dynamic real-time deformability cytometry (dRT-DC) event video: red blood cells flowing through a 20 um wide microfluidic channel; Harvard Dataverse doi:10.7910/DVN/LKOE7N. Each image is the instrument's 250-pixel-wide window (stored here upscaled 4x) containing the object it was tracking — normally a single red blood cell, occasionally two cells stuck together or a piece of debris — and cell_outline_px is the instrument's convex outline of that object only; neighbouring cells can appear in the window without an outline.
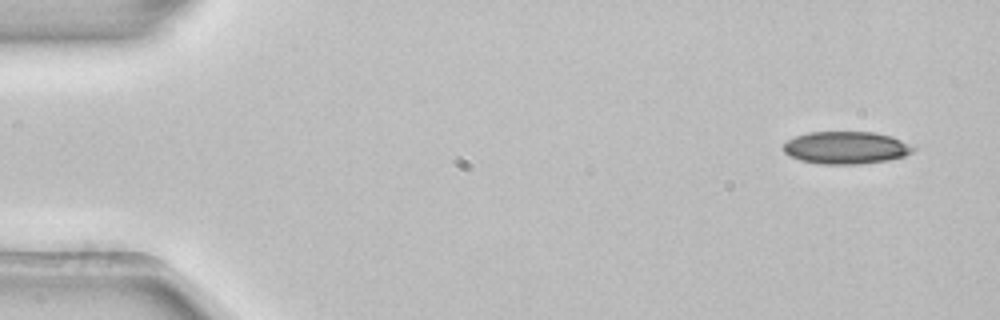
{"species": "common noctule bat (a hibernating species)", "species_latin": "Nyctalus noctula", "temperature_condition": "room temperature", "stored_images_in_passage": 4, "camera_frame_rate_fps": 3000, "um_per_image_px": 0.085, "animal": {"sex": "female", "body_mass_g": 22.7, "forearm_length_mm": 54.2}, "frame": {"image": 1, "passage_image": 1, "time_ms": 0.0, "image_size_px": [1000, 320], "cell_outline_px": [[916, 148], [912, 152], [904, 156], [888, 160], [860, 164], [820, 164], [800, 160], [788, 156], [784, 152], [784, 144], [788, 140], [796, 136], [808, 132], [872, 132], [892, 136], [916, 144]], "centroid_in_image_um": [71.96, 12.55], "position_along_channel_um": 13.0, "area_um2": 24.85}}
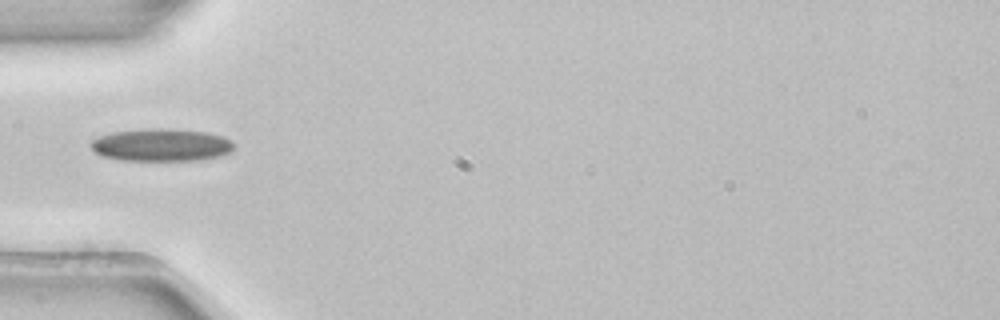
{"frame": {"image": 2, "passage_image": 4, "time_ms": 1.0, "image_size_px": [1000, 320], "cell_outline_px": [[236, 148], [232, 152], [220, 156], [196, 160], [120, 160], [104, 156], [96, 152], [88, 144], [92, 140], [100, 136], [112, 132], [152, 128], [164, 128], [204, 132], [220, 136], [236, 144]], "centroid_in_image_um": [13.72, 12.32], "position_along_channel_um": 71.3, "area_um2": 27.05}}